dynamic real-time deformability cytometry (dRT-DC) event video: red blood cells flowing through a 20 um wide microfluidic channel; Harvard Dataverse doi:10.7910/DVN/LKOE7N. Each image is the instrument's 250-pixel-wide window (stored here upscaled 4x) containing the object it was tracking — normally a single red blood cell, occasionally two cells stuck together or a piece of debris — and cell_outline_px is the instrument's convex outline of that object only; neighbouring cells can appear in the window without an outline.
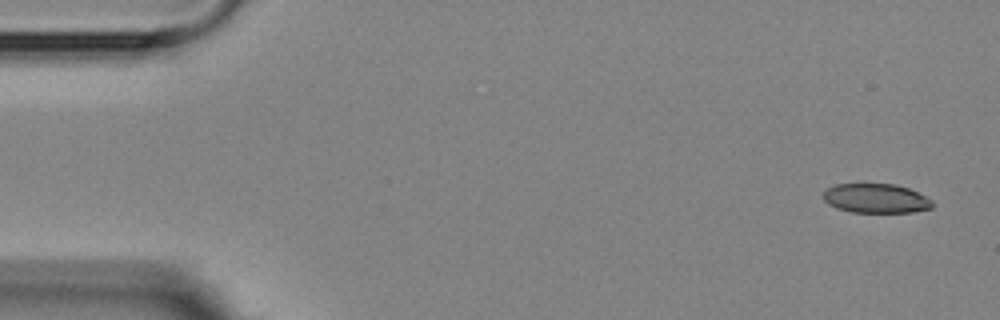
{"species": "Egyptian fruit bat (a non-hibernating species)", "species_latin": "Rousettus aegyptiacus", "temperature_condition": "room temperature", "stored_images_in_passage": 6, "camera_frame_rate_fps": 3000, "um_per_image_px": 0.085, "animal": {"sex": "female"}, "frame": {"image": 1, "passage_image": 1, "time_ms": 0.0, "image_size_px": [1000, 320], "cell_outline_px": [[932, 208], [912, 212], [852, 212], [836, 208], [828, 204], [824, 200], [824, 192], [828, 188], [836, 184], [896, 184], [908, 188], [932, 200]], "centroid_in_image_um": [74.44, 16.86], "position_along_channel_um": 10.6, "area_um2": 18.5}}